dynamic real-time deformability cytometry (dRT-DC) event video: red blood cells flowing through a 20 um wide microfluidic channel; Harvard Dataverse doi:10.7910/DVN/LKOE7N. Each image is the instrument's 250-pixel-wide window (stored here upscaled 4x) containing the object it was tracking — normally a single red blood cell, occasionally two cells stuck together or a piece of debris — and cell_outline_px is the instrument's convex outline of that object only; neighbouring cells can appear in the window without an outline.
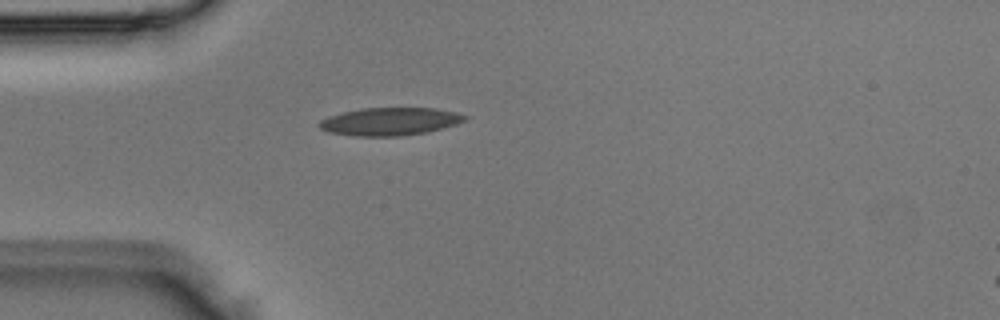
{"species": "Egyptian fruit bat (a non-hibernating species)", "species_latin": "Rousettus aegyptiacus", "temperature_condition": "room temperature", "stored_images_in_passage": 2, "camera_frame_rate_fps": 3000, "um_per_image_px": 0.085, "animal": {"sex": "male"}, "frame": {"image": 1, "passage_image": 2, "time_ms": 0.333, "image_size_px": [1000, 320], "cell_outline_px": [[468, 120], [456, 124], [428, 132], [400, 136], [356, 136], [328, 132], [320, 128], [320, 120], [328, 116], [360, 108], [436, 108], [456, 112], [468, 116]], "centroid_in_image_um": [33.18, 10.32], "position_along_channel_um": 51.8, "area_um2": 23.64}}